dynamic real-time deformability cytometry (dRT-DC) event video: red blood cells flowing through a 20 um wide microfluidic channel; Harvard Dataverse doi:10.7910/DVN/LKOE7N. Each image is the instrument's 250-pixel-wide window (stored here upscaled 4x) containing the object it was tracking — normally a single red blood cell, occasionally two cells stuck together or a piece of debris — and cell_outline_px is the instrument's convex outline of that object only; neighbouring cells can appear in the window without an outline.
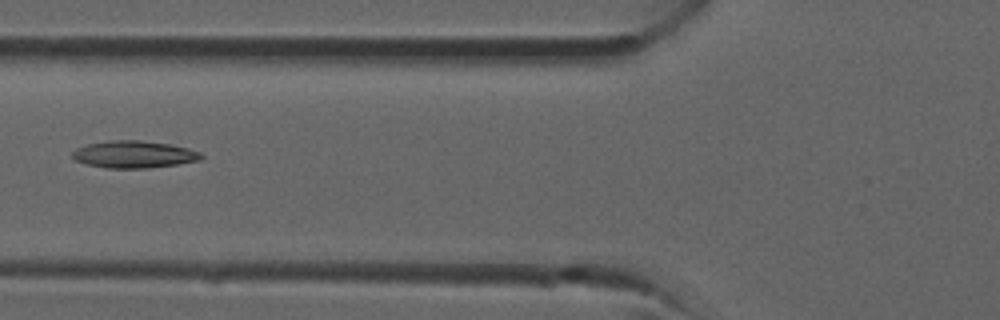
{"species": "common noctule bat (a hibernating species)", "species_latin": "Nyctalus noctula", "temperature_condition": "room temperature", "stored_images_in_passage": 24, "camera_frame_rate_fps": 3000, "um_per_image_px": 0.085, "animal": {"sex": "male", "forearm_length_mm": 52.5}, "frame": {"image": 1, "passage_image": 4, "time_ms": 1.0, "image_size_px": [1000, 320], "cell_outline_px": [[204, 156], [200, 160], [176, 164], [148, 168], [108, 168], [88, 164], [76, 160], [72, 156], [72, 152], [76, 148], [88, 144], [108, 140], [140, 140], [172, 144], [188, 148], [200, 152]], "centroid_in_image_um": [11.4, 13.11], "position_along_channel_um": 114.4, "area_um2": 20.35}}
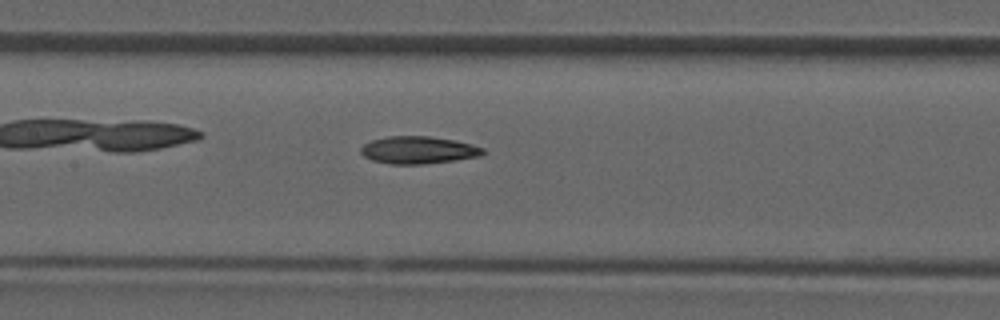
{"frame": {"image": 2, "passage_image": 7, "time_ms": 2.0, "image_size_px": [1000, 320], "cell_outline_px": [[484, 152], [480, 156], [456, 160], [424, 164], [388, 164], [372, 160], [364, 156], [360, 152], [360, 148], [364, 144], [372, 140], [388, 136], [428, 136], [452, 140], [472, 144], [484, 148]], "centroid_in_image_um": [35.54, 12.76], "position_along_channel_um": 171.9, "area_um2": 19.48}}
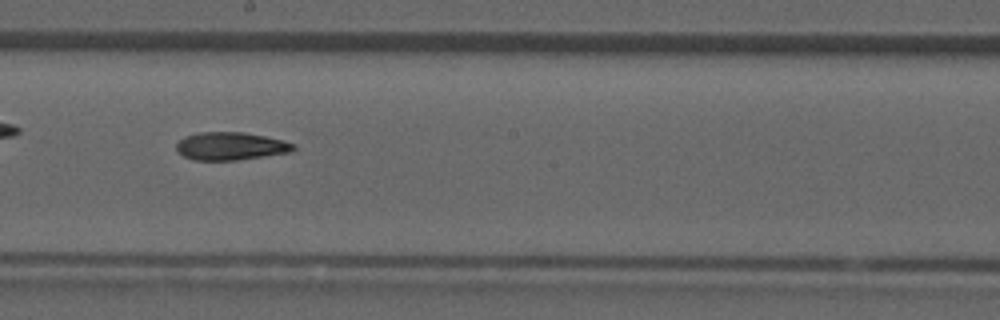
{"frame": {"image": 3, "passage_image": 10, "time_ms": 3.0, "image_size_px": [1000, 320], "cell_outline_px": [[296, 148], [292, 152], [236, 160], [192, 160], [176, 152], [176, 144], [184, 136], [200, 132], [244, 132], [284, 140], [296, 144]], "centroid_in_image_um": [19.61, 12.42], "position_along_channel_um": 228.6, "area_um2": 19.19}}